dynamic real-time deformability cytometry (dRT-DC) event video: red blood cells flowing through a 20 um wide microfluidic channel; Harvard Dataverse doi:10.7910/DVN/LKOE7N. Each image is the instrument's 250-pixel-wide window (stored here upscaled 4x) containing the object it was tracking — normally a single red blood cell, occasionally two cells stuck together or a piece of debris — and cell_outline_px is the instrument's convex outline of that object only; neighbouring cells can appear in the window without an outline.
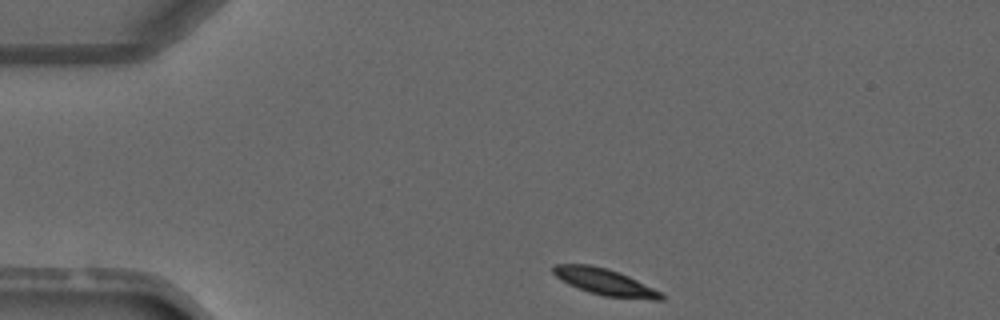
{"species": "common noctule bat (a hibernating species)", "species_latin": "Nyctalus noctula", "temperature_condition": "warm", "stored_images_in_passage": 6, "camera_frame_rate_fps": 3000, "um_per_image_px": 0.085, "animal": {"sex": "male", "forearm_length_mm": 52.5}, "frame": {"image": 1, "passage_image": 1, "time_ms": 0.0, "image_size_px": [1000, 320], "cell_outline_px": [[664, 300], [656, 300], [604, 296], [588, 292], [568, 284], [556, 276], [552, 272], [552, 268], [556, 264], [588, 264], [608, 268], [628, 276], [660, 292], [664, 296]], "centroid_in_image_um": [51.38, 23.96], "position_along_channel_um": 33.6, "area_um2": 16.47}}